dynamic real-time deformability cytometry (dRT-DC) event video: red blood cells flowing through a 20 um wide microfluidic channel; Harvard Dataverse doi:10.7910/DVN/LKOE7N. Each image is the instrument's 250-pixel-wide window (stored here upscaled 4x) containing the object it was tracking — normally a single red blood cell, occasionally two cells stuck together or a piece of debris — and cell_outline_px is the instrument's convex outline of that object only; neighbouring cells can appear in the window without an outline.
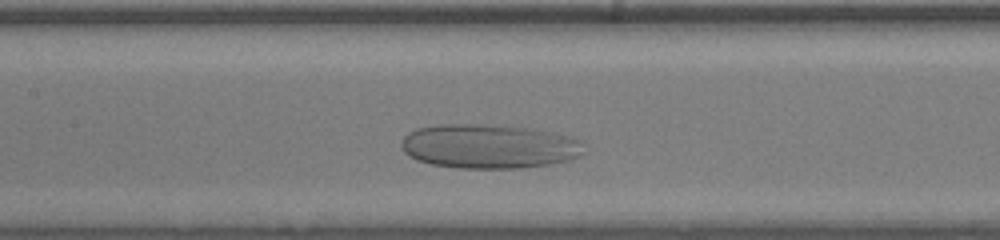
{"species": "human", "species_latin": "Homo sapiens", "temperature_condition": "room temperature", "stored_images_in_passage": 28, "camera_frame_rate_fps": 3000, "um_per_image_px": 0.085, "donor": {"sex": "male"}, "frame": {"image": 1, "passage_image": 9, "time_ms": 2.667, "image_size_px": [1000, 240], "cell_outline_px": [[584, 152], [568, 160], [548, 164], [520, 168], [460, 168], [432, 164], [416, 160], [408, 156], [404, 152], [400, 144], [404, 136], [408, 132], [416, 128], [440, 124], [484, 124], [532, 128], [552, 132], [584, 140]], "centroid_in_image_um": [41.55, 12.43], "position_along_channel_um": 165.9, "area_um2": 47.4}}
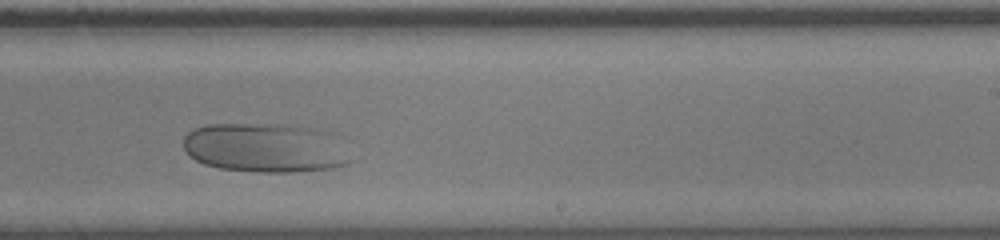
{"frame": {"image": 2, "passage_image": 17, "time_ms": 5.333, "image_size_px": [1000, 240], "cell_outline_px": [[348, 160], [344, 164], [332, 168], [292, 172], [260, 172], [220, 168], [204, 164], [196, 160], [184, 148], [184, 136], [188, 132], [196, 128], [208, 124], [248, 124], [308, 128], [328, 132]], "centroid_in_image_um": [22.4, 12.58], "position_along_channel_um": 266.6, "area_um2": 46.36}}
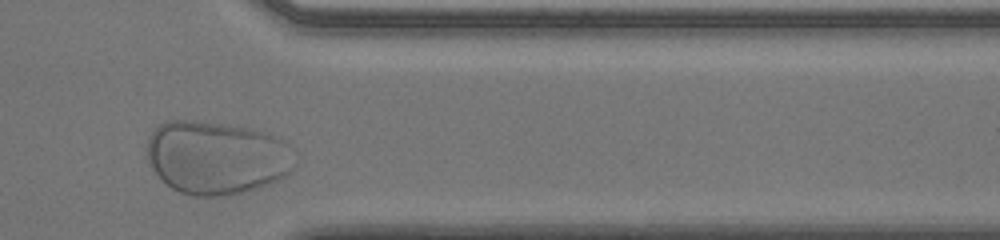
{"frame": {"image": 3, "passage_image": 27, "time_ms": 8.667, "image_size_px": [1000, 240], "cell_outline_px": [[288, 172], [284, 176], [268, 184], [228, 196], [192, 196], [180, 192], [172, 188], [152, 168], [148, 160], [148, 140], [152, 132], [160, 124], [168, 120], [192, 120], [228, 124], [248, 128], [264, 132], [280, 140]], "centroid_in_image_um": [18.23, 13.39], "position_along_channel_um": 393.2, "area_um2": 61.09}}